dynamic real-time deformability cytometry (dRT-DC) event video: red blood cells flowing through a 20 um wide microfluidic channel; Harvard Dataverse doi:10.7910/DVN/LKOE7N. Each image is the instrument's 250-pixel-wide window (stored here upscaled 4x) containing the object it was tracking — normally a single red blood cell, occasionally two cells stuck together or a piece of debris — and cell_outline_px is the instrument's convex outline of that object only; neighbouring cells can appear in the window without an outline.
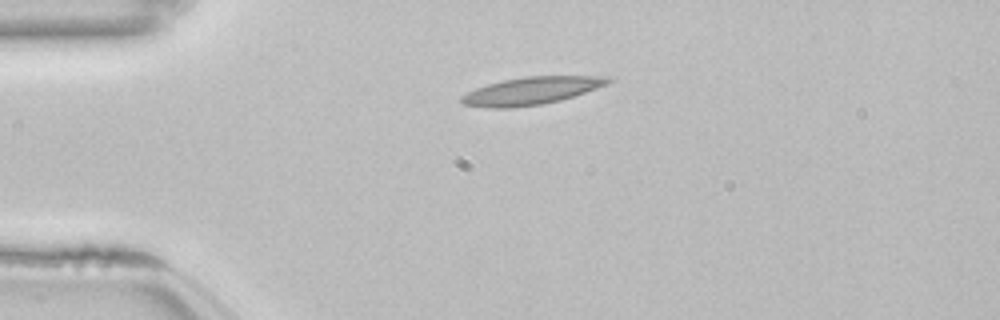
{"species": "common noctule bat (a hibernating species)", "species_latin": "Nyctalus noctula", "temperature_condition": "room temperature", "stored_images_in_passage": 42, "camera_frame_rate_fps": 3000, "um_per_image_px": 0.085, "animal": {"sex": "female", "body_mass_g": 22.7, "forearm_length_mm": 54.2}, "frame": {"image": 1, "passage_image": 1, "time_ms": 0.0, "image_size_px": [1000, 320], "cell_outline_px": [[612, 80], [608, 84], [560, 100], [540, 104], [512, 108], [488, 108], [464, 104], [460, 100], [460, 96], [476, 88], [488, 84], [504, 80], [524, 76], [608, 76]], "centroid_in_image_um": [45.14, 7.71], "position_along_channel_um": 39.9, "area_um2": 23.29}}
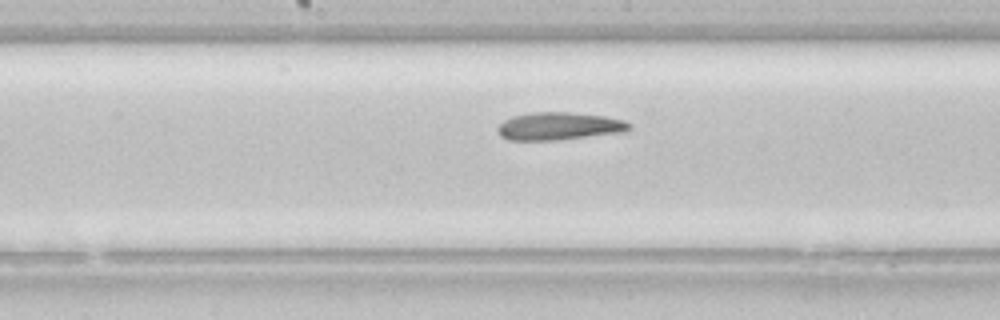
{"frame": {"image": 2, "passage_image": 16, "time_ms": 5.0, "image_size_px": [1000, 320], "cell_outline_px": [[632, 128], [628, 132], [556, 140], [508, 140], [500, 136], [496, 132], [496, 128], [504, 120], [512, 116], [532, 112], [568, 112], [604, 116], [624, 120], [632, 124]], "centroid_in_image_um": [47.54, 10.73], "position_along_channel_um": 200.7, "area_um2": 21.56}}
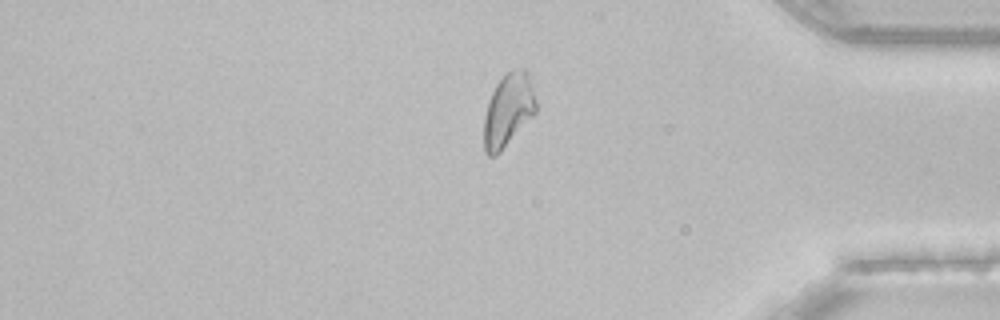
{"frame": {"image": 3, "passage_image": 33, "time_ms": 10.667, "image_size_px": [1000, 320], "cell_outline_px": [[536, 112], [500, 152], [496, 156], [488, 156], [484, 152], [484, 116], [488, 100], [496, 84], [504, 72], [512, 68], [524, 68], [528, 72], [536, 100]], "centroid_in_image_um": [43.18, 9.32], "position_along_channel_um": 392.0, "area_um2": 22.37}, "authors_computed_cell_mechanics": {"area_um2": 22.3108, "velocity_mm_per_s": 3.823, "shape_relaxation_time_tau1_ms": null, "shape_relaxation_time_tau2_ms": 5.6572, "deformation_change_tau1": null, "deformation_change_tau2": 0.1423}}